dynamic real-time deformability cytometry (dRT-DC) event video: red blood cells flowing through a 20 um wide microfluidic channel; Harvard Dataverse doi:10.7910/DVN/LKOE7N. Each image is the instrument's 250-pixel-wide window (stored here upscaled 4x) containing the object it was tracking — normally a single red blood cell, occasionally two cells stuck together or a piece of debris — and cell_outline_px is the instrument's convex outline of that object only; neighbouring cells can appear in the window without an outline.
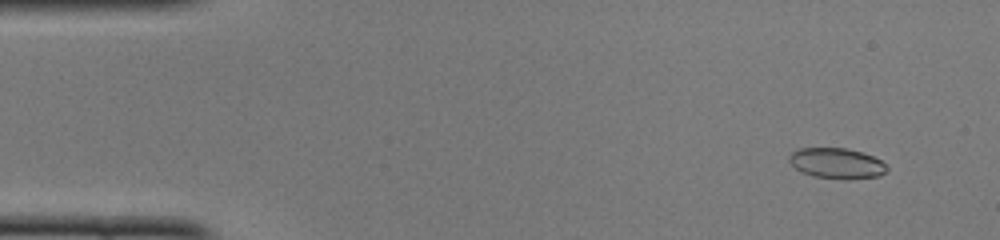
{"species": "common noctule bat (a hibernating species)", "species_latin": "Nyctalus noctula", "temperature_condition": "cold", "stored_images_in_passage": 49, "camera_frame_rate_fps": 3000, "um_per_image_px": 0.085, "animal": {"sex": "female", "body_mass_g": 22.0, "forearm_length_mm": 56.7}, "frame": {"image": 1, "passage_image": 4, "time_ms": 1.0, "image_size_px": [1000, 240], "cell_outline_px": [[888, 168], [880, 176], [844, 180], [812, 176], [800, 172], [788, 160], [788, 156], [796, 148], [848, 148], [864, 152], [880, 160]], "centroid_in_image_um": [71.09, 13.88], "position_along_channel_um": 13.9, "area_um2": 17.63}}
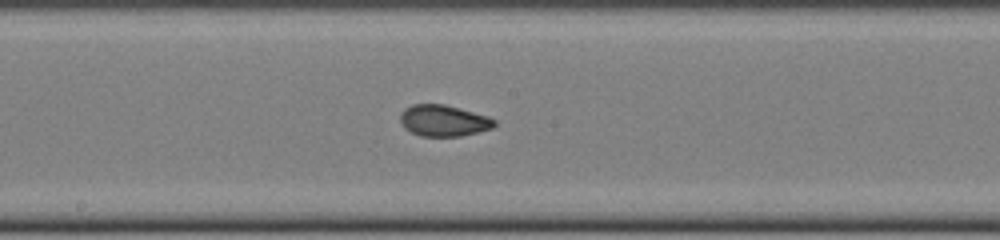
{"frame": {"image": 2, "passage_image": 26, "time_ms": 8.333, "image_size_px": [1000, 240], "cell_outline_px": [[496, 124], [492, 128], [460, 136], [420, 136], [404, 128], [400, 120], [400, 112], [404, 108], [412, 104], [444, 104], [488, 116], [496, 120]], "centroid_in_image_um": [37.68, 10.24], "position_along_channel_um": 210.5, "area_um2": 17.17}}
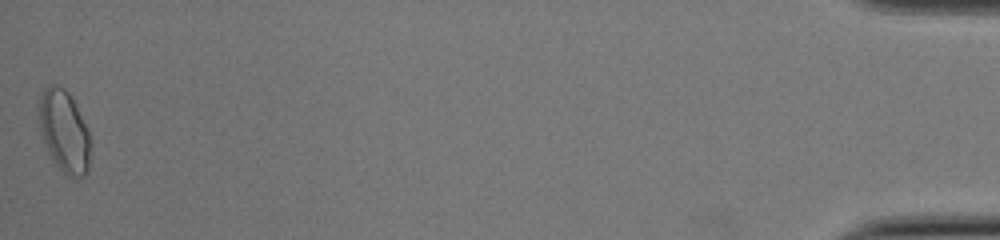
{"frame": {"image": 3, "passage_image": 49, "time_ms": 16.0, "image_size_px": [1000, 240], "cell_outline_px": [[88, 172], [84, 176], [72, 180], [52, 160], [48, 152], [40, 132], [36, 112], [36, 100], [40, 92], [48, 84], [56, 84], [64, 88], [68, 92], [88, 132]], "centroid_in_image_um": [5.35, 11.12], "position_along_channel_um": 429.8, "area_um2": 24.8}, "authors_computed_cell_mechanics": {"area_um2": 17.629, "velocity_mm_per_s": 4.1119, "shape_relaxation_time_tau1_ms": 6.6616, "shape_relaxation_time_tau2_ms": 0.9086, "deformation_change_tau1": 0.1308, "deformation_change_tau2": 0.0588}}